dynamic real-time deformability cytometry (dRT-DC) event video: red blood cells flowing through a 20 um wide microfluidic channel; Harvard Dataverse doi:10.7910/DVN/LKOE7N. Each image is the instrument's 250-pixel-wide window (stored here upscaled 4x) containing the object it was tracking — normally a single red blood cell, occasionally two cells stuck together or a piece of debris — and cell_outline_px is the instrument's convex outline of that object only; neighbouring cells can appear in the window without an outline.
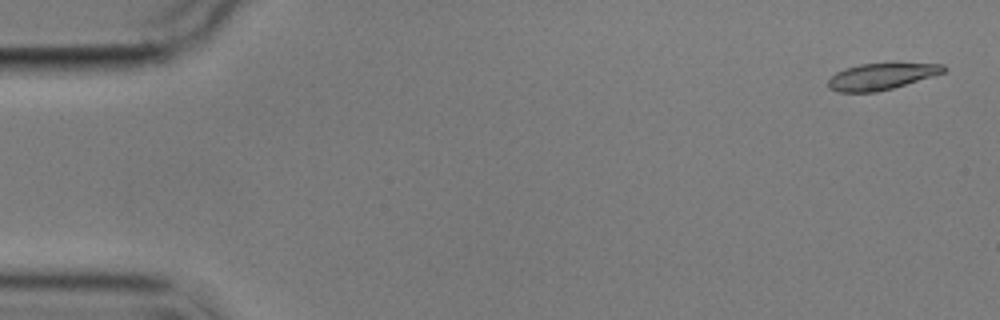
{"species": "common noctule bat (a hibernating species)", "species_latin": "Nyctalus noctula", "temperature_condition": "cold", "stored_images_in_passage": 4, "camera_frame_rate_fps": 3000, "um_per_image_px": 0.085, "animal": {"sex": "male", "body_mass_g": 17.9}, "frame": {"image": 1, "passage_image": 1, "time_ms": 0.0, "image_size_px": [1000, 320], "cell_outline_px": [[948, 68], [944, 72], [892, 88], [876, 92], [840, 92], [828, 88], [828, 80], [836, 72], [844, 68], [860, 64], [944, 64]], "centroid_in_image_um": [74.86, 6.5], "position_along_channel_um": 10.1, "area_um2": 17.4}}
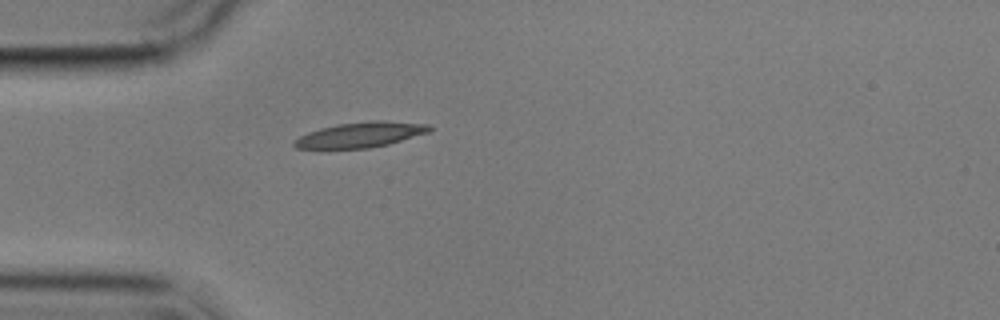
{"frame": {"image": 2, "passage_image": 4, "time_ms": 4.667, "image_size_px": [1000, 320], "cell_outline_px": [[432, 132], [388, 144], [368, 148], [296, 148], [292, 144], [300, 136], [308, 132], [320, 128], [336, 124], [372, 120], [384, 120], [428, 124], [432, 128]], "centroid_in_image_um": [30.7, 11.44], "position_along_channel_um": 54.3, "area_um2": 19.94}}